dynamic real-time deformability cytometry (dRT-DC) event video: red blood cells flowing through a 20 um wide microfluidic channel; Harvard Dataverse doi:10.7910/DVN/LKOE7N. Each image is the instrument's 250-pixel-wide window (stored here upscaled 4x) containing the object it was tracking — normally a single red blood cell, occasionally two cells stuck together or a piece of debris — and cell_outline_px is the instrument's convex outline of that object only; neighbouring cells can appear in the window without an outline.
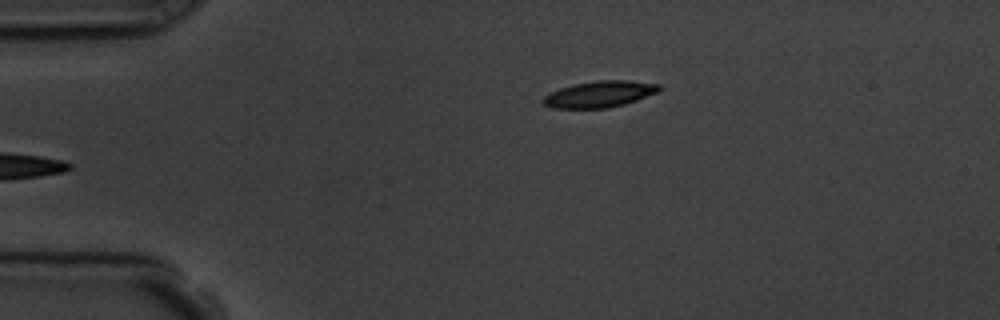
{"species": "common noctule bat (a hibernating species)", "species_latin": "Nyctalus noctula", "temperature_condition": "room temperature", "stored_images_in_passage": 4, "camera_frame_rate_fps": 3000, "um_per_image_px": 0.085, "animal": {"sex": "male", "body_mass_g": 19.5, "forearm_length_mm": 54.6}, "frame": {"image": 1, "passage_image": 4, "time_ms": 5.0, "image_size_px": [1000, 320], "cell_outline_px": [[660, 88], [656, 92], [636, 100], [624, 104], [608, 108], [552, 108], [544, 104], [540, 100], [544, 96], [560, 88], [572, 84], [596, 80], [624, 80], [660, 84]], "centroid_in_image_um": [50.91, 8.0], "position_along_channel_um": 34.1, "area_um2": 17.69}}